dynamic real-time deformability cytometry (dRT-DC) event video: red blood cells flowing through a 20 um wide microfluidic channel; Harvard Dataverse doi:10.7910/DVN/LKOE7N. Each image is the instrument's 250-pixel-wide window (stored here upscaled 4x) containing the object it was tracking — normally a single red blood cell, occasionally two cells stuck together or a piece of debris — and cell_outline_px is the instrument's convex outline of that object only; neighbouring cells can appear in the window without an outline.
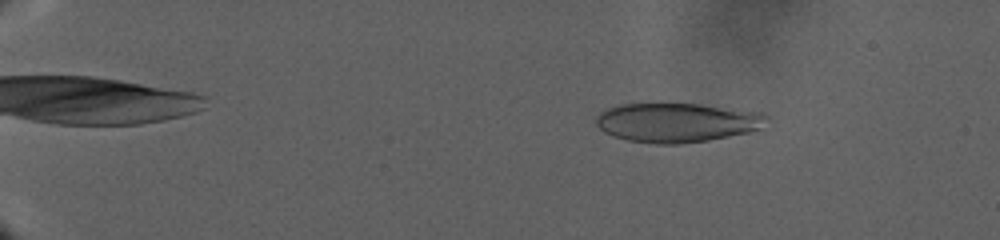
{"species": "human", "species_latin": "Homo sapiens", "temperature_condition": "warm", "stored_images_in_passage": 93, "camera_frame_rate_fps": 3000, "um_per_image_px": 0.085, "donor": {"sex": "male"}, "frame": {"image": 1, "passage_image": 12, "time_ms": 6.667, "image_size_px": [1000, 240], "cell_outline_px": [[768, 116], [760, 128], [748, 132], [708, 140], [680, 144], [656, 144], [628, 140], [612, 136], [604, 132], [596, 124], [596, 116], [600, 112], [608, 108], [620, 104], [700, 104], [764, 112]], "centroid_in_image_um": [57.52, 10.41], "position_along_channel_um": 27.5, "area_um2": 38.96}}
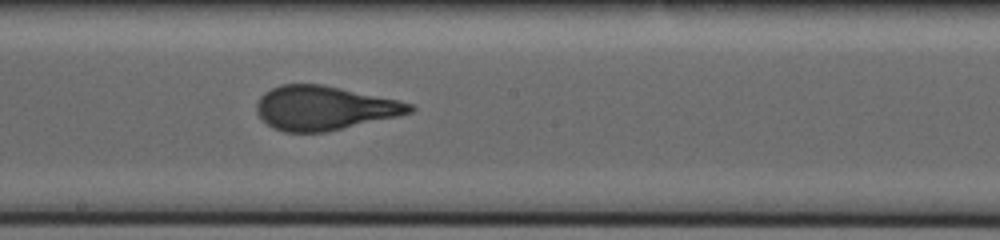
{"frame": {"image": 2, "passage_image": 58, "time_ms": 25.333, "image_size_px": [1000, 240], "cell_outline_px": [[416, 108], [412, 112], [396, 116], [324, 132], [284, 132], [272, 128], [256, 112], [256, 104], [260, 96], [264, 92], [280, 84], [324, 84], [400, 100], [412, 104]], "centroid_in_image_um": [27.54, 9.16], "position_along_channel_um": 220.7, "area_um2": 39.25}}
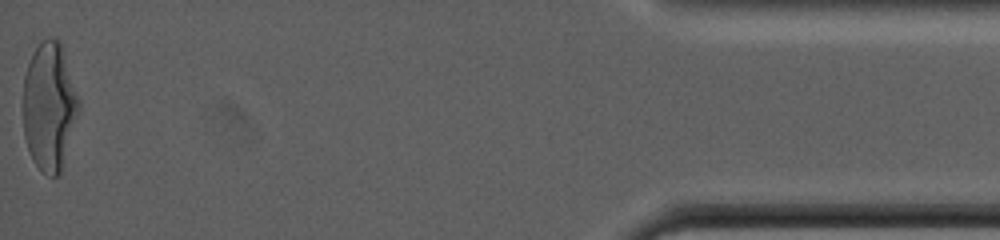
{"frame": {"image": 3, "passage_image": 93, "time_ms": 41.333, "image_size_px": [1000, 240], "cell_outline_px": [[80, 108], [60, 172], [56, 176], [48, 176], [40, 172], [32, 160], [24, 136], [24, 76], [28, 64], [36, 48], [48, 36], [60, 40], [80, 100]], "centroid_in_image_um": [4.2, 9.05], "position_along_channel_um": 431.0, "area_um2": 41.33}}